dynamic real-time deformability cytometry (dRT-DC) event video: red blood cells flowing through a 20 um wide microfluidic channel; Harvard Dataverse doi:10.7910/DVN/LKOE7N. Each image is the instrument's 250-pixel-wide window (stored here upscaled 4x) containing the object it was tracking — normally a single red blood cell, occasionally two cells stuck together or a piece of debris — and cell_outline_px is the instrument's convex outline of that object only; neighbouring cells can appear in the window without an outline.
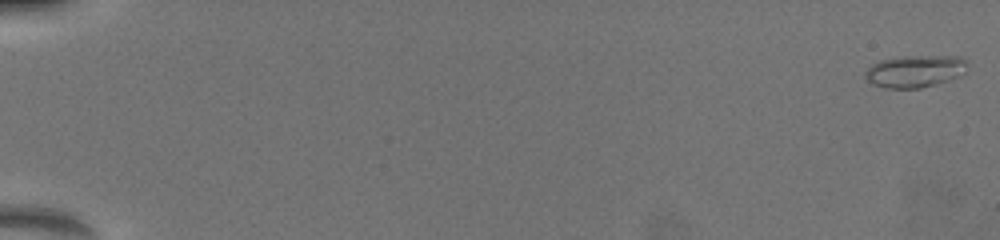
{"species": "common noctule bat (a hibernating species)", "species_latin": "Nyctalus noctula", "temperature_condition": "warm", "stored_images_in_passage": 48, "camera_frame_rate_fps": 3000, "um_per_image_px": 0.085, "animal": {"sex": "female", "body_mass_g": 19.5, "forearm_length_mm": 54.1}, "frame": {"image": 1, "passage_image": 1, "time_ms": 0.0, "image_size_px": [1000, 240], "cell_outline_px": [[964, 72], [948, 80], [920, 88], [884, 88], [872, 84], [864, 76], [864, 72], [872, 64], [880, 60], [904, 56], [960, 56], [964, 60]], "centroid_in_image_um": [77.69, 6.05], "position_along_channel_um": 7.3, "area_um2": 18.84}}
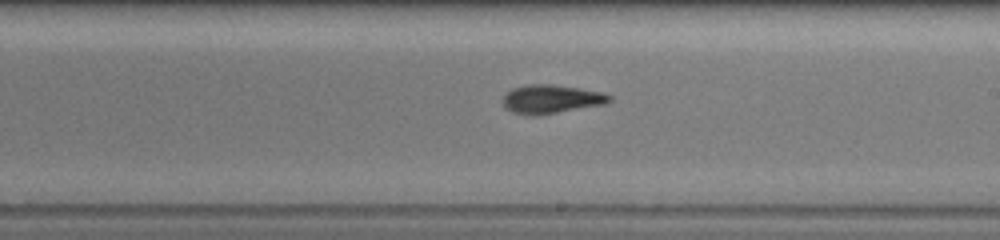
{"frame": {"image": 2, "passage_image": 30, "time_ms": 11.333, "image_size_px": [1000, 240], "cell_outline_px": [[612, 100], [604, 104], [536, 116], [532, 116], [512, 112], [504, 104], [504, 96], [512, 88], [528, 84], [552, 84], [580, 88], [604, 92], [612, 96]], "centroid_in_image_um": [46.89, 8.41], "position_along_channel_um": 242.1, "area_um2": 17.74}}
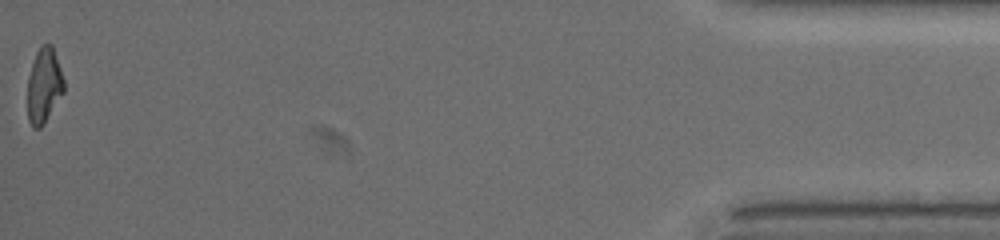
{"frame": {"image": 3, "passage_image": 48, "time_ms": 18.333, "image_size_px": [1000, 240], "cell_outline_px": [[64, 92], [44, 124], [40, 128], [32, 128], [28, 120], [28, 76], [36, 52], [40, 44], [52, 44], [64, 80]], "centroid_in_image_um": [3.74, 7.28], "position_along_channel_um": 431.5, "area_um2": 15.95}, "authors_computed_cell_mechanics": {"area_um2": 16.5019, "velocity_mm_per_s": 3.9185, "shape_relaxation_time_tau1_ms": 3.0516, "shape_relaxation_time_tau2_ms": 2.9145, "deformation_change_tau1": 0.1795, "deformation_change_tau2": 0.1322}}